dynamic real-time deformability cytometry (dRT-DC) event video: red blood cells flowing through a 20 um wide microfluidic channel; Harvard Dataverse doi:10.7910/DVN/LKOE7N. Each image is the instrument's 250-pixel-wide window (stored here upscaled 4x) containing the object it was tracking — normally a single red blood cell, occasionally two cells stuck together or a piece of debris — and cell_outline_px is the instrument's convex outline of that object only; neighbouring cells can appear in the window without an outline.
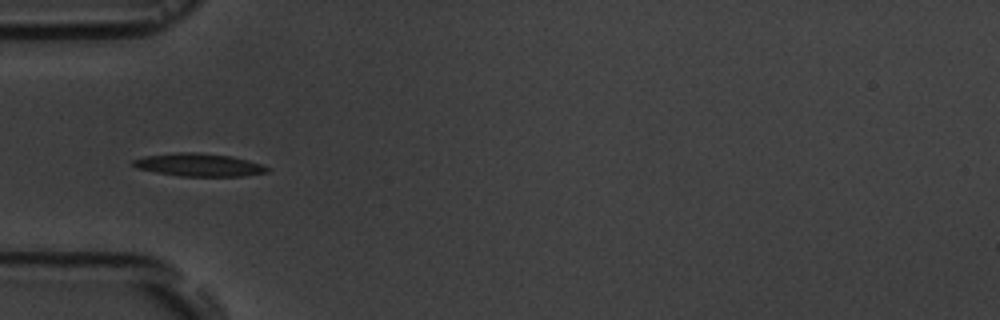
{"species": "common noctule bat (a hibernating species)", "species_latin": "Nyctalus noctula", "temperature_condition": "room temperature", "stored_images_in_passage": 8, "camera_frame_rate_fps": 3000, "um_per_image_px": 0.085, "animal": {"sex": "male", "body_mass_g": 19.5, "forearm_length_mm": 54.6}, "frame": {"image": 1, "passage_image": 6, "time_ms": 6.333, "image_size_px": [1000, 320], "cell_outline_px": [[268, 172], [244, 176], [180, 176], [156, 172], [136, 168], [132, 164], [132, 160], [144, 156], [176, 152], [196, 152], [232, 156], [248, 160], [260, 164], [268, 168]], "centroid_in_image_um": [16.88, 14.01], "position_along_channel_um": 68.1, "area_um2": 17.86}}
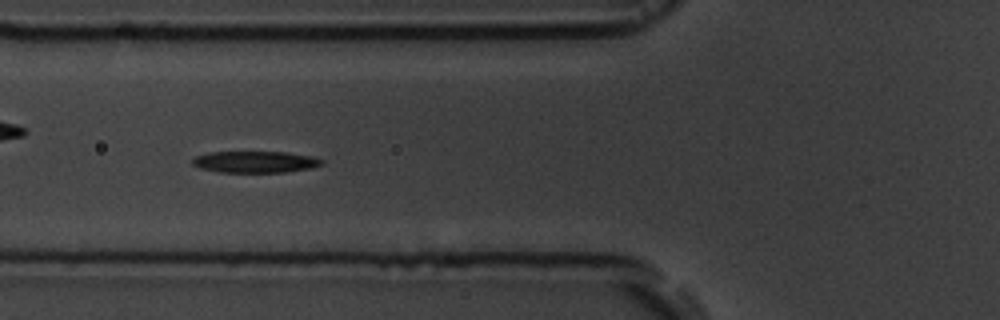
{"frame": {"image": 2, "passage_image": 7, "time_ms": 7.333, "image_size_px": [1000, 320], "cell_outline_px": [[324, 164], [312, 168], [284, 172], [220, 172], [200, 168], [192, 164], [192, 160], [196, 156], [208, 152], [288, 152], [312, 156], [324, 160]], "centroid_in_image_um": [21.72, 13.76], "position_along_channel_um": 104.1, "area_um2": 16.3}}
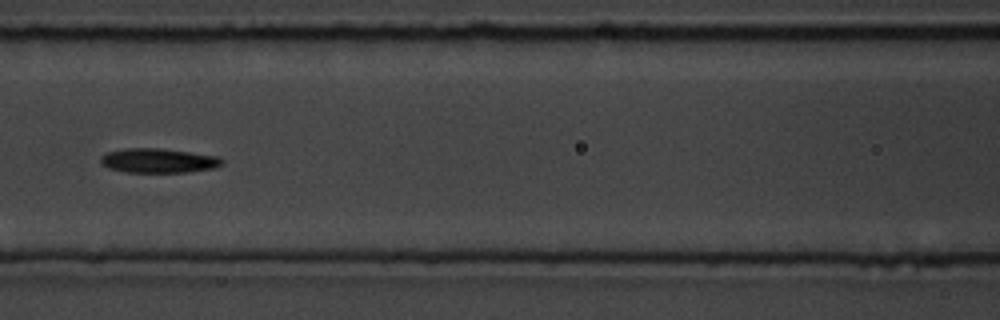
{"frame": {"image": 3, "passage_image": 8, "time_ms": 8.667, "image_size_px": [1000, 320], "cell_outline_px": [[224, 164], [216, 168], [188, 172], [124, 172], [108, 168], [100, 164], [100, 156], [108, 152], [124, 148], [160, 148], [220, 156], [224, 160]], "centroid_in_image_um": [13.49, 13.65], "position_along_channel_um": 153.1, "area_um2": 17.57}}